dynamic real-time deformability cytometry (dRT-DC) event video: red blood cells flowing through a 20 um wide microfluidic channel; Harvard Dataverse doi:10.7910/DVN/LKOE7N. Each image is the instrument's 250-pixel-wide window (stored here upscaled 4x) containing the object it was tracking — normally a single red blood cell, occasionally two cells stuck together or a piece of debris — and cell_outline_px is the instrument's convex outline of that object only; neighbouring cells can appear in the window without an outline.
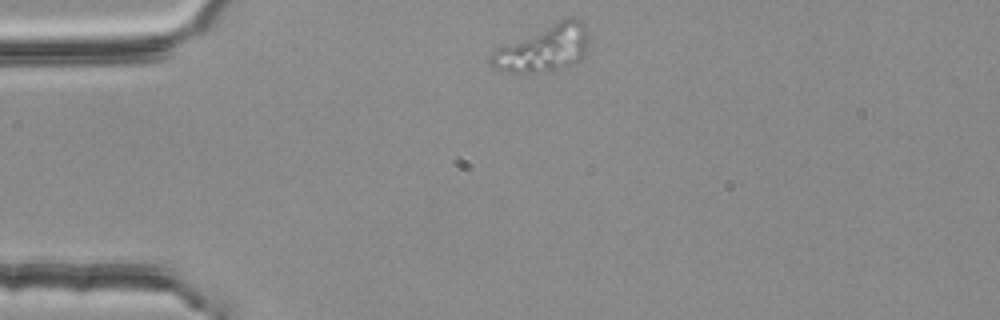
{"species": "common noctule bat (a hibernating species)", "species_latin": "Nyctalus noctula", "temperature_condition": "room temperature", "stored_images_in_passage": 2, "camera_frame_rate_fps": 3000, "um_per_image_px": 0.085, "animal": {"sex": "female", "body_mass_g": 25.1}, "frame": {"image": 1, "passage_image": 1, "time_ms": 0.0, "image_size_px": [1000, 320], "cell_outline_px": [[588, 44], [584, 56], [576, 64], [544, 72], [508, 72], [496, 68], [488, 60], [492, 52], [496, 48], [564, 16], [572, 16], [580, 20], [588, 28]], "centroid_in_image_um": [46.26, 4.07], "position_along_channel_um": 38.7, "area_um2": 26.99}}